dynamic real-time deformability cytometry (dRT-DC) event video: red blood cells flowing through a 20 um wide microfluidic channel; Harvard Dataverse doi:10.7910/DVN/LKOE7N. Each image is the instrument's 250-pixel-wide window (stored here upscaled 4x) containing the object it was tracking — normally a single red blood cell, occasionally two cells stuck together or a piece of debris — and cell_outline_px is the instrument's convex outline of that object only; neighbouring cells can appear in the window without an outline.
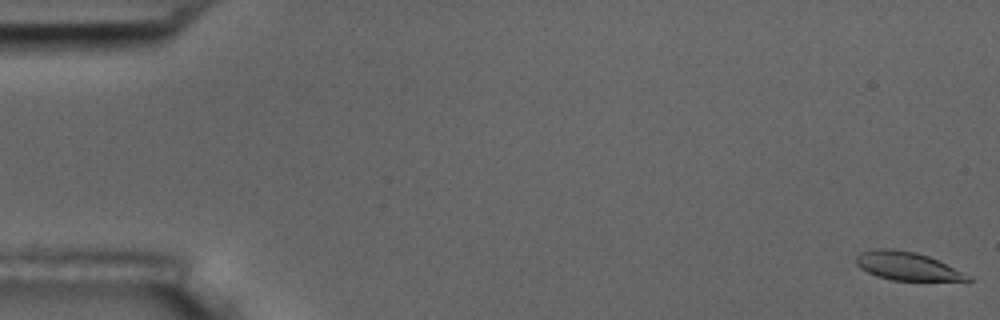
{"species": "common noctule bat (a hibernating species)", "species_latin": "Nyctalus noctula", "temperature_condition": "room temperature", "stored_images_in_passage": 5, "camera_frame_rate_fps": 3000, "um_per_image_px": 0.085, "animal": {"sex": "male", "body_mass_g": 17.5, "forearm_length_mm": 52.3}, "frame": {"image": 1, "passage_image": 1, "time_ms": 0.0, "image_size_px": [1000, 320], "cell_outline_px": [[972, 280], [892, 280], [876, 276], [860, 268], [856, 264], [856, 256], [860, 252], [876, 248], [892, 248], [916, 252], [928, 256], [972, 276]], "centroid_in_image_um": [77.05, 22.6], "position_along_channel_um": 7.9, "area_um2": 18.26}}